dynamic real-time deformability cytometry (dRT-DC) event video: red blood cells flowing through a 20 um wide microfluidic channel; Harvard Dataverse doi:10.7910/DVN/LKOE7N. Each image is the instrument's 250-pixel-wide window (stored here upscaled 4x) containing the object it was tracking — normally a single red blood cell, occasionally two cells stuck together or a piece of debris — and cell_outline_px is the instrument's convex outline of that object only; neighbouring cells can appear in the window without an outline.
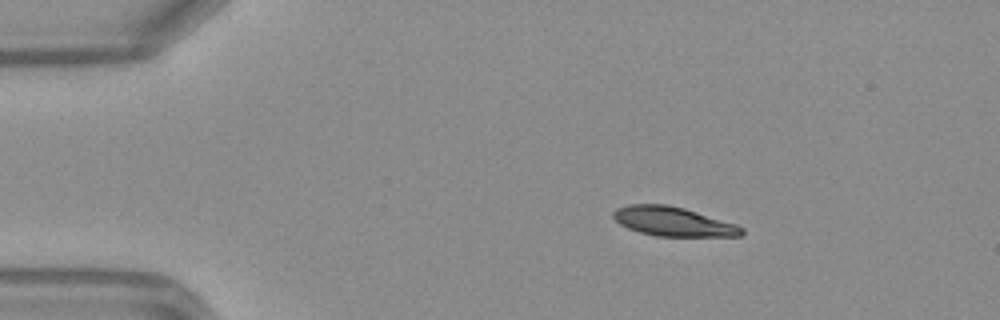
{"species": "Egyptian fruit bat (a non-hibernating species)", "species_latin": "Rousettus aegyptiacus", "temperature_condition": "warm", "stored_images_in_passage": 41, "camera_frame_rate_fps": 3000, "um_per_image_px": 0.085, "frame": {"image": 1, "passage_image": 1, "time_ms": 0.0, "image_size_px": [1000, 320], "cell_outline_px": [[744, 232], [740, 236], [656, 236], [640, 232], [628, 228], [620, 224], [612, 216], [612, 212], [616, 208], [628, 204], [668, 204], [684, 208], [736, 224], [744, 228]], "centroid_in_image_um": [57.19, 18.82], "position_along_channel_um": 27.8, "area_um2": 21.85}}
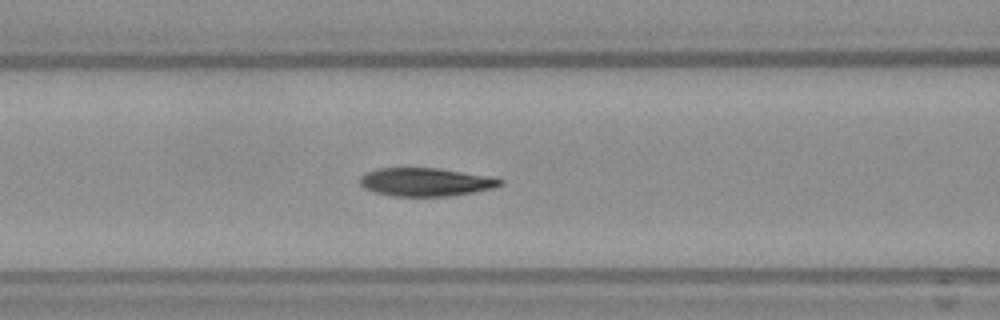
{"frame": {"image": 2, "passage_image": 13, "time_ms": 4.0, "image_size_px": [1000, 320], "cell_outline_px": [[504, 184], [492, 188], [472, 192], [448, 196], [392, 196], [372, 192], [364, 188], [360, 184], [360, 176], [364, 172], [376, 168], [436, 168], [496, 176], [504, 180]], "centroid_in_image_um": [36.19, 15.46], "position_along_channel_um": 130.4, "area_um2": 23.47}}
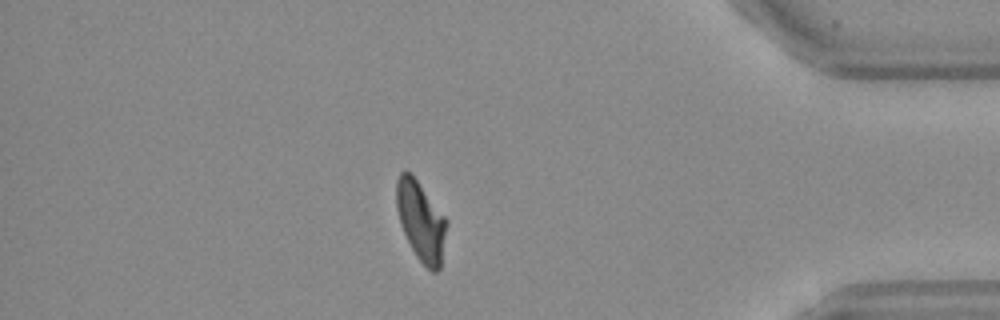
{"frame": {"image": 3, "passage_image": 35, "time_ms": 11.333, "image_size_px": [1000, 320], "cell_outline_px": [[448, 224], [440, 268], [436, 272], [432, 272], [416, 256], [400, 224], [396, 208], [396, 180], [400, 172], [404, 168], [412, 172], [448, 220]], "centroid_in_image_um": [35.77, 18.72], "position_along_channel_um": 399.4, "area_um2": 23.58}, "authors_computed_cell_mechanics": {"area_um2": 23.5824, "velocity_mm_per_s": 4.1664, "shape_relaxation_time_tau1_ms": 3.7818, "shape_relaxation_time_tau2_ms": 2.1406, "deformation_change_tau1": 0.1959, "deformation_change_tau2": 0.0887}}